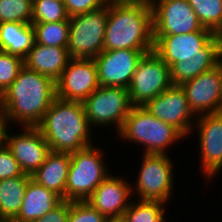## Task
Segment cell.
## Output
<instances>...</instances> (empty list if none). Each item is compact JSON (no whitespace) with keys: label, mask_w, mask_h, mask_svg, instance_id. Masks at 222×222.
I'll return each instance as SVG.
<instances>
[{"label":"cell","mask_w":222,"mask_h":222,"mask_svg":"<svg viewBox=\"0 0 222 222\" xmlns=\"http://www.w3.org/2000/svg\"><path fill=\"white\" fill-rule=\"evenodd\" d=\"M153 51L170 67L173 85H182L222 61L220 35L213 31L153 35Z\"/></svg>","instance_id":"cell-1"},{"label":"cell","mask_w":222,"mask_h":222,"mask_svg":"<svg viewBox=\"0 0 222 222\" xmlns=\"http://www.w3.org/2000/svg\"><path fill=\"white\" fill-rule=\"evenodd\" d=\"M55 97V82L24 65L0 96V112L9 124L36 127Z\"/></svg>","instance_id":"cell-2"},{"label":"cell","mask_w":222,"mask_h":222,"mask_svg":"<svg viewBox=\"0 0 222 222\" xmlns=\"http://www.w3.org/2000/svg\"><path fill=\"white\" fill-rule=\"evenodd\" d=\"M36 127L52 152L73 153L94 144L80 101L55 97Z\"/></svg>","instance_id":"cell-3"},{"label":"cell","mask_w":222,"mask_h":222,"mask_svg":"<svg viewBox=\"0 0 222 222\" xmlns=\"http://www.w3.org/2000/svg\"><path fill=\"white\" fill-rule=\"evenodd\" d=\"M153 47L152 8L147 3H108L104 50Z\"/></svg>","instance_id":"cell-4"},{"label":"cell","mask_w":222,"mask_h":222,"mask_svg":"<svg viewBox=\"0 0 222 222\" xmlns=\"http://www.w3.org/2000/svg\"><path fill=\"white\" fill-rule=\"evenodd\" d=\"M117 135L123 141L142 145L144 154L165 155L176 141L186 138L172 125L154 117L144 106L132 107Z\"/></svg>","instance_id":"cell-5"},{"label":"cell","mask_w":222,"mask_h":222,"mask_svg":"<svg viewBox=\"0 0 222 222\" xmlns=\"http://www.w3.org/2000/svg\"><path fill=\"white\" fill-rule=\"evenodd\" d=\"M98 148V149H97ZM103 149L94 144L70 153L71 163L66 183V201H86L111 174L104 161Z\"/></svg>","instance_id":"cell-6"},{"label":"cell","mask_w":222,"mask_h":222,"mask_svg":"<svg viewBox=\"0 0 222 222\" xmlns=\"http://www.w3.org/2000/svg\"><path fill=\"white\" fill-rule=\"evenodd\" d=\"M142 165L134 186L131 184L132 194H137L138 200L162 201L168 203L173 197L174 164L170 155L142 154ZM172 160V161H171ZM136 192H135V191Z\"/></svg>","instance_id":"cell-7"},{"label":"cell","mask_w":222,"mask_h":222,"mask_svg":"<svg viewBox=\"0 0 222 222\" xmlns=\"http://www.w3.org/2000/svg\"><path fill=\"white\" fill-rule=\"evenodd\" d=\"M82 104L90 128L113 124L116 134L133 107L127 88L111 86H99Z\"/></svg>","instance_id":"cell-8"},{"label":"cell","mask_w":222,"mask_h":222,"mask_svg":"<svg viewBox=\"0 0 222 222\" xmlns=\"http://www.w3.org/2000/svg\"><path fill=\"white\" fill-rule=\"evenodd\" d=\"M107 16L108 4L69 18L67 50L70 58L94 59L104 50Z\"/></svg>","instance_id":"cell-9"},{"label":"cell","mask_w":222,"mask_h":222,"mask_svg":"<svg viewBox=\"0 0 222 222\" xmlns=\"http://www.w3.org/2000/svg\"><path fill=\"white\" fill-rule=\"evenodd\" d=\"M170 67L154 52L145 54L137 65L128 92L133 106H144L172 86Z\"/></svg>","instance_id":"cell-10"},{"label":"cell","mask_w":222,"mask_h":222,"mask_svg":"<svg viewBox=\"0 0 222 222\" xmlns=\"http://www.w3.org/2000/svg\"><path fill=\"white\" fill-rule=\"evenodd\" d=\"M193 125L199 135L200 169L209 183L222 170V111L200 115ZM210 180V181H209Z\"/></svg>","instance_id":"cell-11"},{"label":"cell","mask_w":222,"mask_h":222,"mask_svg":"<svg viewBox=\"0 0 222 222\" xmlns=\"http://www.w3.org/2000/svg\"><path fill=\"white\" fill-rule=\"evenodd\" d=\"M144 107L156 118L172 125L184 137L192 134L197 117L189 108L187 97L181 85H172L149 100ZM193 121V122H192Z\"/></svg>","instance_id":"cell-12"},{"label":"cell","mask_w":222,"mask_h":222,"mask_svg":"<svg viewBox=\"0 0 222 222\" xmlns=\"http://www.w3.org/2000/svg\"><path fill=\"white\" fill-rule=\"evenodd\" d=\"M153 35L188 34L211 31L204 28L188 0H162L152 7Z\"/></svg>","instance_id":"cell-13"},{"label":"cell","mask_w":222,"mask_h":222,"mask_svg":"<svg viewBox=\"0 0 222 222\" xmlns=\"http://www.w3.org/2000/svg\"><path fill=\"white\" fill-rule=\"evenodd\" d=\"M153 50H103L94 61L100 86L128 88L142 57Z\"/></svg>","instance_id":"cell-14"},{"label":"cell","mask_w":222,"mask_h":222,"mask_svg":"<svg viewBox=\"0 0 222 222\" xmlns=\"http://www.w3.org/2000/svg\"><path fill=\"white\" fill-rule=\"evenodd\" d=\"M55 86L60 99L82 102L88 98L100 86L94 59L70 58Z\"/></svg>","instance_id":"cell-15"},{"label":"cell","mask_w":222,"mask_h":222,"mask_svg":"<svg viewBox=\"0 0 222 222\" xmlns=\"http://www.w3.org/2000/svg\"><path fill=\"white\" fill-rule=\"evenodd\" d=\"M221 62L182 84L189 108L196 117L221 112Z\"/></svg>","instance_id":"cell-16"},{"label":"cell","mask_w":222,"mask_h":222,"mask_svg":"<svg viewBox=\"0 0 222 222\" xmlns=\"http://www.w3.org/2000/svg\"><path fill=\"white\" fill-rule=\"evenodd\" d=\"M20 134L6 135V146L11 150L24 174L32 175L51 152L37 127H22Z\"/></svg>","instance_id":"cell-17"},{"label":"cell","mask_w":222,"mask_h":222,"mask_svg":"<svg viewBox=\"0 0 222 222\" xmlns=\"http://www.w3.org/2000/svg\"><path fill=\"white\" fill-rule=\"evenodd\" d=\"M131 182L110 174L86 199L93 208L108 220L121 219L132 199Z\"/></svg>","instance_id":"cell-18"},{"label":"cell","mask_w":222,"mask_h":222,"mask_svg":"<svg viewBox=\"0 0 222 222\" xmlns=\"http://www.w3.org/2000/svg\"><path fill=\"white\" fill-rule=\"evenodd\" d=\"M69 60L67 48L46 46L35 42L24 59V65L56 82Z\"/></svg>","instance_id":"cell-19"},{"label":"cell","mask_w":222,"mask_h":222,"mask_svg":"<svg viewBox=\"0 0 222 222\" xmlns=\"http://www.w3.org/2000/svg\"><path fill=\"white\" fill-rule=\"evenodd\" d=\"M71 163L70 153L50 152L31 179L66 200V183Z\"/></svg>","instance_id":"cell-20"},{"label":"cell","mask_w":222,"mask_h":222,"mask_svg":"<svg viewBox=\"0 0 222 222\" xmlns=\"http://www.w3.org/2000/svg\"><path fill=\"white\" fill-rule=\"evenodd\" d=\"M62 201L63 199L53 191L30 179L21 209L13 221L34 222L36 219L43 217L48 211L53 210Z\"/></svg>","instance_id":"cell-21"},{"label":"cell","mask_w":222,"mask_h":222,"mask_svg":"<svg viewBox=\"0 0 222 222\" xmlns=\"http://www.w3.org/2000/svg\"><path fill=\"white\" fill-rule=\"evenodd\" d=\"M35 43L34 30L31 23H0V50L23 60Z\"/></svg>","instance_id":"cell-22"},{"label":"cell","mask_w":222,"mask_h":222,"mask_svg":"<svg viewBox=\"0 0 222 222\" xmlns=\"http://www.w3.org/2000/svg\"><path fill=\"white\" fill-rule=\"evenodd\" d=\"M31 176L23 174L0 180V221L13 220L19 213Z\"/></svg>","instance_id":"cell-23"},{"label":"cell","mask_w":222,"mask_h":222,"mask_svg":"<svg viewBox=\"0 0 222 222\" xmlns=\"http://www.w3.org/2000/svg\"><path fill=\"white\" fill-rule=\"evenodd\" d=\"M137 200V201H136ZM131 201L124 212L123 222H166L164 212L166 205L162 201L138 200Z\"/></svg>","instance_id":"cell-24"},{"label":"cell","mask_w":222,"mask_h":222,"mask_svg":"<svg viewBox=\"0 0 222 222\" xmlns=\"http://www.w3.org/2000/svg\"><path fill=\"white\" fill-rule=\"evenodd\" d=\"M31 24L36 43L46 46L68 47L69 20Z\"/></svg>","instance_id":"cell-25"},{"label":"cell","mask_w":222,"mask_h":222,"mask_svg":"<svg viewBox=\"0 0 222 222\" xmlns=\"http://www.w3.org/2000/svg\"><path fill=\"white\" fill-rule=\"evenodd\" d=\"M200 24L215 34L222 32V0H188Z\"/></svg>","instance_id":"cell-26"},{"label":"cell","mask_w":222,"mask_h":222,"mask_svg":"<svg viewBox=\"0 0 222 222\" xmlns=\"http://www.w3.org/2000/svg\"><path fill=\"white\" fill-rule=\"evenodd\" d=\"M63 0H33L31 23L69 20Z\"/></svg>","instance_id":"cell-27"},{"label":"cell","mask_w":222,"mask_h":222,"mask_svg":"<svg viewBox=\"0 0 222 222\" xmlns=\"http://www.w3.org/2000/svg\"><path fill=\"white\" fill-rule=\"evenodd\" d=\"M33 0H0V23H31Z\"/></svg>","instance_id":"cell-28"},{"label":"cell","mask_w":222,"mask_h":222,"mask_svg":"<svg viewBox=\"0 0 222 222\" xmlns=\"http://www.w3.org/2000/svg\"><path fill=\"white\" fill-rule=\"evenodd\" d=\"M24 66V60L0 50V96L13 83Z\"/></svg>","instance_id":"cell-29"},{"label":"cell","mask_w":222,"mask_h":222,"mask_svg":"<svg viewBox=\"0 0 222 222\" xmlns=\"http://www.w3.org/2000/svg\"><path fill=\"white\" fill-rule=\"evenodd\" d=\"M108 219L86 201H69L68 222H107Z\"/></svg>","instance_id":"cell-30"},{"label":"cell","mask_w":222,"mask_h":222,"mask_svg":"<svg viewBox=\"0 0 222 222\" xmlns=\"http://www.w3.org/2000/svg\"><path fill=\"white\" fill-rule=\"evenodd\" d=\"M23 174L11 150L6 145L2 147L0 149V180L22 176Z\"/></svg>","instance_id":"cell-31"},{"label":"cell","mask_w":222,"mask_h":222,"mask_svg":"<svg viewBox=\"0 0 222 222\" xmlns=\"http://www.w3.org/2000/svg\"><path fill=\"white\" fill-rule=\"evenodd\" d=\"M69 17L92 12L105 7L106 0H63Z\"/></svg>","instance_id":"cell-32"},{"label":"cell","mask_w":222,"mask_h":222,"mask_svg":"<svg viewBox=\"0 0 222 222\" xmlns=\"http://www.w3.org/2000/svg\"><path fill=\"white\" fill-rule=\"evenodd\" d=\"M69 201L63 200L53 210L48 211L43 217L34 222H68Z\"/></svg>","instance_id":"cell-33"},{"label":"cell","mask_w":222,"mask_h":222,"mask_svg":"<svg viewBox=\"0 0 222 222\" xmlns=\"http://www.w3.org/2000/svg\"><path fill=\"white\" fill-rule=\"evenodd\" d=\"M9 123L0 112V149L6 145V135L9 130ZM8 129V130H7Z\"/></svg>","instance_id":"cell-34"},{"label":"cell","mask_w":222,"mask_h":222,"mask_svg":"<svg viewBox=\"0 0 222 222\" xmlns=\"http://www.w3.org/2000/svg\"><path fill=\"white\" fill-rule=\"evenodd\" d=\"M107 3H128V2H143L146 3V0H106Z\"/></svg>","instance_id":"cell-35"},{"label":"cell","mask_w":222,"mask_h":222,"mask_svg":"<svg viewBox=\"0 0 222 222\" xmlns=\"http://www.w3.org/2000/svg\"><path fill=\"white\" fill-rule=\"evenodd\" d=\"M160 1H162V0H146V3H147L150 7H152L155 3H158V2H160Z\"/></svg>","instance_id":"cell-36"},{"label":"cell","mask_w":222,"mask_h":222,"mask_svg":"<svg viewBox=\"0 0 222 222\" xmlns=\"http://www.w3.org/2000/svg\"><path fill=\"white\" fill-rule=\"evenodd\" d=\"M220 92H221V111H222V61H221V85H220Z\"/></svg>","instance_id":"cell-37"},{"label":"cell","mask_w":222,"mask_h":222,"mask_svg":"<svg viewBox=\"0 0 222 222\" xmlns=\"http://www.w3.org/2000/svg\"><path fill=\"white\" fill-rule=\"evenodd\" d=\"M107 222H123L121 219H111L108 220Z\"/></svg>","instance_id":"cell-38"},{"label":"cell","mask_w":222,"mask_h":222,"mask_svg":"<svg viewBox=\"0 0 222 222\" xmlns=\"http://www.w3.org/2000/svg\"><path fill=\"white\" fill-rule=\"evenodd\" d=\"M219 35H220L221 47H222V32Z\"/></svg>","instance_id":"cell-39"}]
</instances>
